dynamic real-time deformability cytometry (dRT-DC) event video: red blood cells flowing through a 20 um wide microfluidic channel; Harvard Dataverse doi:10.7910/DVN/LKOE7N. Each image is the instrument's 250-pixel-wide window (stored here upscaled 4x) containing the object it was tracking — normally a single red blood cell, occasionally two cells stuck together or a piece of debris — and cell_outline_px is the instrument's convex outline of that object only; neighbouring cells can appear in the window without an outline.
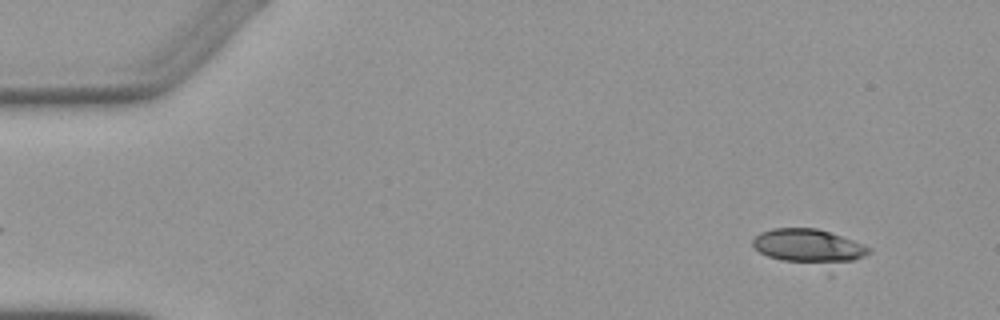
{"species": "Egyptian fruit bat (a non-hibernating species)", "species_latin": "Rousettus aegyptiacus", "temperature_condition": "warm", "stored_images_in_passage": 2, "segment_of_instrument_passage": [2, 2], "camera_frame_rate_fps": 3000, "um_per_image_px": 0.085, "animal": {"sex": "female"}, "frame": {"image": 1, "passage_image": 2, "time_ms": 1.667, "image_size_px": [1000, 320], "cell_outline_px": [[872, 252], [832, 276], [828, 276], [768, 256], [760, 252], [752, 244], [752, 240], [760, 232], [772, 228], [816, 228], [864, 244], [872, 248]], "centroid_in_image_um": [68.93, 21.15], "position_along_channel_um": 16.1, "area_um2": 26.47}}